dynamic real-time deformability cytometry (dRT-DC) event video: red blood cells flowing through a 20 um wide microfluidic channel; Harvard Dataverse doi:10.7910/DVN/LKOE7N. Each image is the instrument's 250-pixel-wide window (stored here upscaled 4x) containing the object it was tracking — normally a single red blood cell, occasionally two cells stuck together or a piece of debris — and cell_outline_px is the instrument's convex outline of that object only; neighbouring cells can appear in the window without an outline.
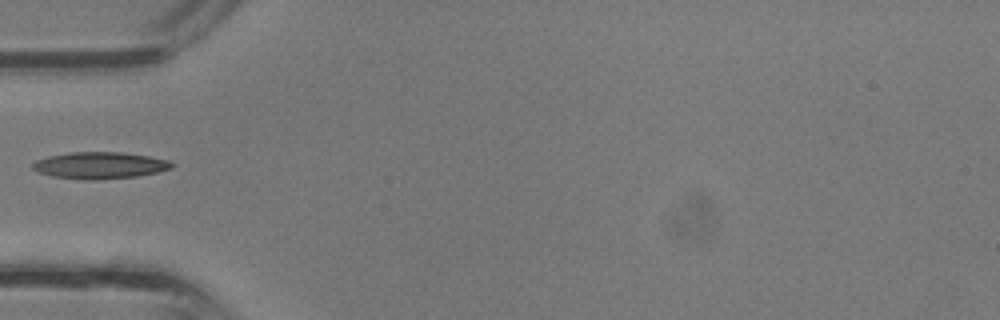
{"species": "common noctule bat (a hibernating species)", "species_latin": "Nyctalus noctula", "temperature_condition": "room temperature", "stored_images_in_passage": 26, "camera_frame_rate_fps": 3000, "um_per_image_px": 0.085, "animal": {"sex": "male", "body_mass_g": 13.3}, "frame": {"image": 1, "passage_image": 1, "time_ms": 0.0, "image_size_px": [1000, 320], "cell_outline_px": [[176, 164], [172, 168], [156, 172], [136, 176], [100, 180], [84, 180], [52, 176], [40, 172], [32, 168], [32, 164], [36, 160], [48, 156], [68, 152], [120, 152], [148, 156], [168, 160]], "centroid_in_image_um": [8.48, 14.05], "position_along_channel_um": 76.5, "area_um2": 21.68}}
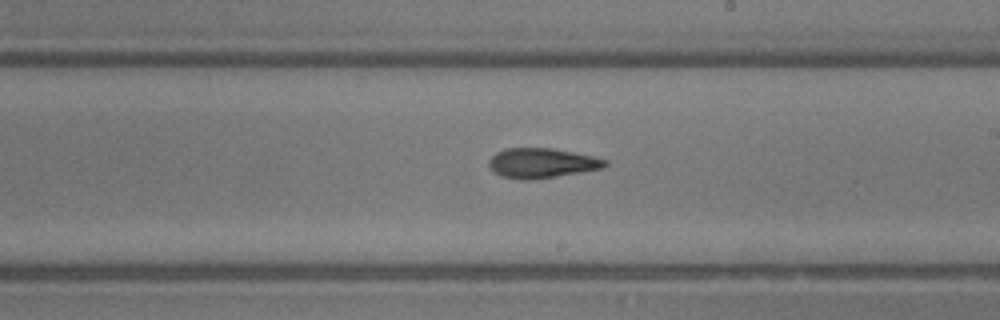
{"frame": {"image": 2, "passage_image": 10, "time_ms": 3.0, "image_size_px": [1000, 320], "cell_outline_px": [[608, 164], [604, 168], [532, 180], [520, 180], [500, 176], [492, 172], [488, 164], [488, 160], [496, 152], [508, 148], [552, 148], [592, 156], [608, 160]], "centroid_in_image_um": [46.02, 13.87], "position_along_channel_um": 243.0, "area_um2": 20.29}}
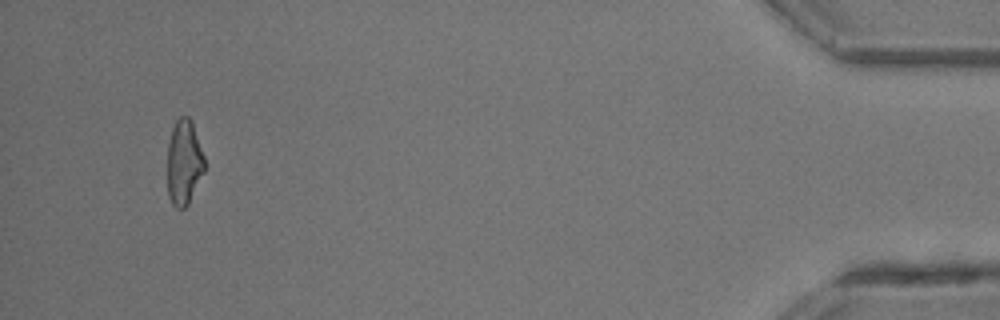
{"frame": {"image": 3, "passage_image": 24, "time_ms": 7.667, "image_size_px": [1000, 320], "cell_outline_px": [[204, 172], [188, 204], [184, 208], [176, 208], [172, 204], [168, 196], [168, 144], [172, 128], [176, 120], [180, 116], [188, 116], [192, 124], [204, 156]], "centroid_in_image_um": [15.63, 13.82], "position_along_channel_um": 419.6, "area_um2": 18.21}}